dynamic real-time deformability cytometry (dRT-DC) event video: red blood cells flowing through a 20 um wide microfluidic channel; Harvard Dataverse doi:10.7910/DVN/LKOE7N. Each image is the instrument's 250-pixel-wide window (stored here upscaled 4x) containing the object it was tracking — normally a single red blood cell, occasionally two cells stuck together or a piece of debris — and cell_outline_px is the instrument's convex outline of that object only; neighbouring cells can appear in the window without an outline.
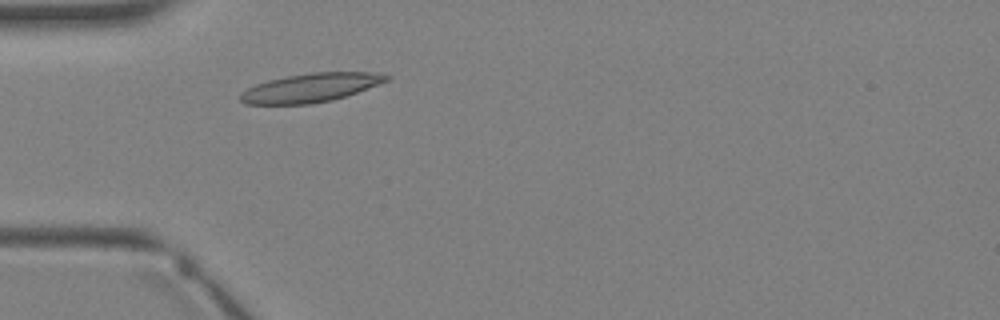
{"species": "Egyptian fruit bat (a non-hibernating species)", "species_latin": "Rousettus aegyptiacus", "temperature_condition": "warm", "stored_images_in_passage": 2, "camera_frame_rate_fps": 3000, "um_per_image_px": 0.085, "animal": {"sex": "female"}, "frame": {"image": 1, "passage_image": 2, "time_ms": 2.333, "image_size_px": [1000, 320], "cell_outline_px": [[392, 76], [388, 80], [356, 92], [332, 100], [312, 104], [244, 104], [236, 96], [240, 92], [256, 84], [268, 80], [288, 76], [312, 72], [368, 72]], "centroid_in_image_um": [26.32, 7.46], "position_along_channel_um": 58.7, "area_um2": 24.33}}